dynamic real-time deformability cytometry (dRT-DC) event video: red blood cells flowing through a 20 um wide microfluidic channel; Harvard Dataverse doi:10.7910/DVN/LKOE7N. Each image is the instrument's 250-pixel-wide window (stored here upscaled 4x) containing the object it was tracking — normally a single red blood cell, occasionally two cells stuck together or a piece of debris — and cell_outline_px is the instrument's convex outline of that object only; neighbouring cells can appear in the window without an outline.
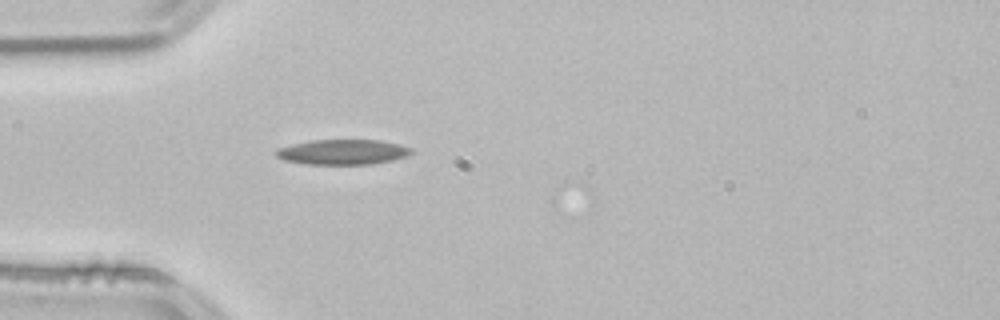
{"species": "common noctule bat (a hibernating species)", "species_latin": "Nyctalus noctula", "temperature_condition": "room temperature", "stored_images_in_passage": 12, "camera_frame_rate_fps": 3000, "um_per_image_px": 0.085, "animal": {"sex": "male", "body_mass_g": 21.5, "forearm_length_mm": 52.0}, "frame": {"image": 1, "passage_image": 1, "time_ms": 0.0, "image_size_px": [1000, 320], "cell_outline_px": [[412, 152], [404, 156], [392, 160], [372, 164], [308, 164], [284, 160], [276, 156], [276, 152], [280, 148], [292, 144], [312, 140], [380, 140], [400, 144], [412, 148]], "centroid_in_image_um": [29.15, 12.92], "position_along_channel_um": 55.9, "area_um2": 19.59}}